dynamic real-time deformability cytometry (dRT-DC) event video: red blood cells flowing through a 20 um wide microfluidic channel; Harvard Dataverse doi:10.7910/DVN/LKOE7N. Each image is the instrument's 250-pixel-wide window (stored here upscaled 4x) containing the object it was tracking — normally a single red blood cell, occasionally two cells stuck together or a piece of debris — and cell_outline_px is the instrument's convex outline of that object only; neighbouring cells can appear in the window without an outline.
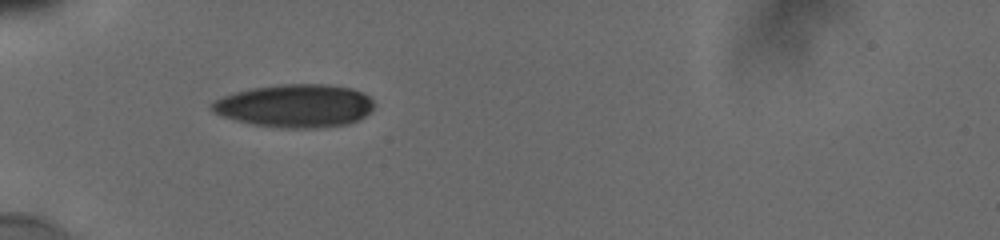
{"species": "human", "species_latin": "Homo sapiens", "temperature_condition": "cold", "stored_images_in_passage": 6, "camera_frame_rate_fps": 3000, "um_per_image_px": 0.085, "donor": {"sex": "male"}, "frame": {"image": 1, "passage_image": 2, "time_ms": 0.667, "image_size_px": [1000, 240], "cell_outline_px": [[376, 104], [364, 116], [348, 124], [320, 128], [280, 128], [252, 124], [220, 116], [208, 108], [208, 104], [224, 96], [236, 92], [252, 88], [280, 84], [328, 84], [352, 88], [364, 92]], "centroid_in_image_um": [25.07, 8.99], "position_along_channel_um": 59.9, "area_um2": 40.98}}
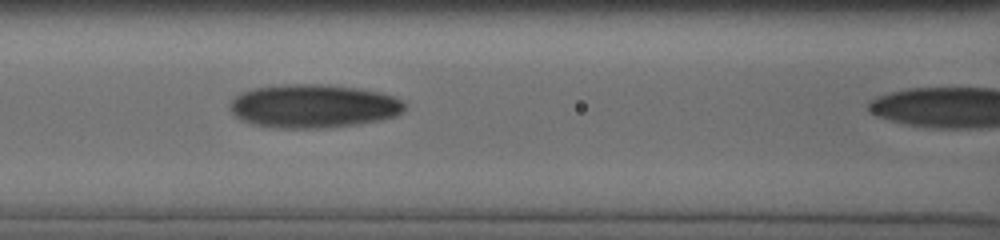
{"frame": {"image": 2, "passage_image": 4, "time_ms": 1.667, "image_size_px": [1000, 240], "cell_outline_px": [[404, 108], [396, 116], [380, 120], [360, 124], [328, 128], [276, 128], [256, 124], [240, 120], [228, 108], [232, 100], [236, 96], [252, 88], [280, 84], [320, 84], [356, 88], [376, 92], [392, 96], [400, 100], [404, 104]], "centroid_in_image_um": [26.6, 9.03], "position_along_channel_um": 140.0, "area_um2": 44.16}}